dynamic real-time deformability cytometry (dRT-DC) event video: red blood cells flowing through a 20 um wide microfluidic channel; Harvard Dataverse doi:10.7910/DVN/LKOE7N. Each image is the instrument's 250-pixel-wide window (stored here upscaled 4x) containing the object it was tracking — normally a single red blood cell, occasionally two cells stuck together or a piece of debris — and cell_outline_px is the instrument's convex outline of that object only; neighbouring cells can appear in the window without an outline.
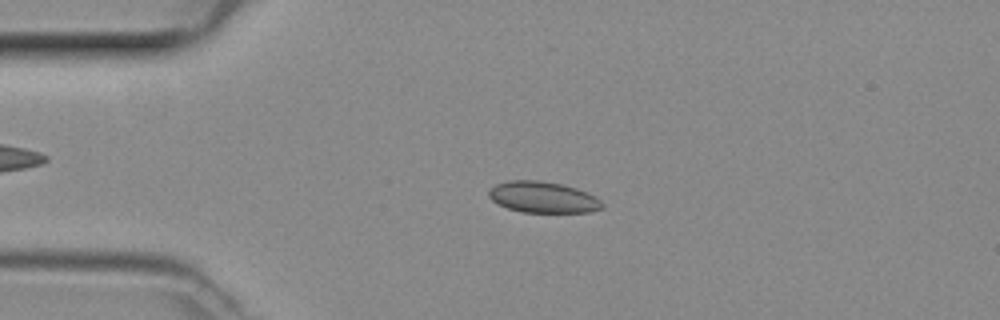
{"species": "common noctule bat (a hibernating species)", "species_latin": "Nyctalus noctula", "temperature_condition": "room temperature", "stored_images_in_passage": 47, "camera_frame_rate_fps": 3000, "um_per_image_px": 0.085, "animal": {"sex": "female", "body_mass_g": 29.2, "forearm_length_mm": 56.3}, "frame": {"image": 1, "passage_image": 10, "time_ms": 3.0, "image_size_px": [1000, 320], "cell_outline_px": [[604, 208], [588, 212], [524, 212], [508, 208], [492, 200], [488, 196], [488, 192], [496, 184], [508, 180], [540, 180], [560, 184], [576, 188], [600, 200], [604, 204]], "centroid_in_image_um": [46.14, 16.76], "position_along_channel_um": 38.9, "area_um2": 20.35}}
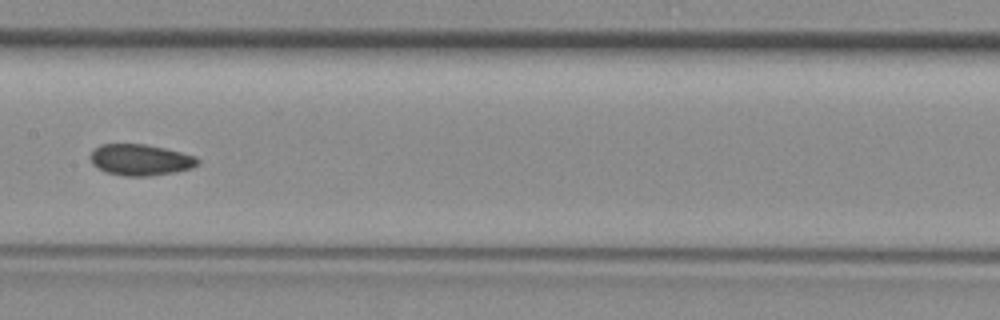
{"frame": {"image": 2, "passage_image": 23, "time_ms": 7.333, "image_size_px": [1000, 320], "cell_outline_px": [[200, 160], [192, 168], [172, 172], [148, 176], [124, 176], [108, 172], [92, 164], [88, 156], [100, 144], [144, 144], [164, 148], [196, 156]], "centroid_in_image_um": [11.92, 13.58], "position_along_channel_um": 195.5, "area_um2": 19.31}}
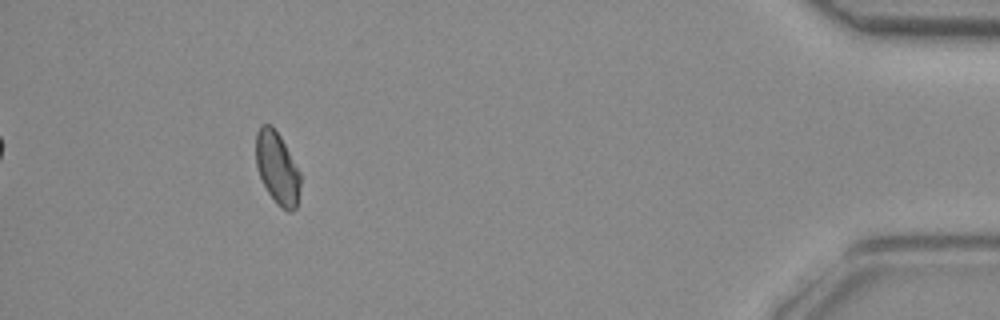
{"frame": {"image": 3, "passage_image": 43, "time_ms": 14.0, "image_size_px": [1000, 320], "cell_outline_px": [[300, 184], [296, 208], [288, 212], [276, 204], [268, 192], [260, 176], [256, 164], [256, 132], [260, 124], [272, 124], [280, 136], [300, 172]], "centroid_in_image_um": [23.55, 14.26], "position_along_channel_um": 411.6, "area_um2": 18.61}}